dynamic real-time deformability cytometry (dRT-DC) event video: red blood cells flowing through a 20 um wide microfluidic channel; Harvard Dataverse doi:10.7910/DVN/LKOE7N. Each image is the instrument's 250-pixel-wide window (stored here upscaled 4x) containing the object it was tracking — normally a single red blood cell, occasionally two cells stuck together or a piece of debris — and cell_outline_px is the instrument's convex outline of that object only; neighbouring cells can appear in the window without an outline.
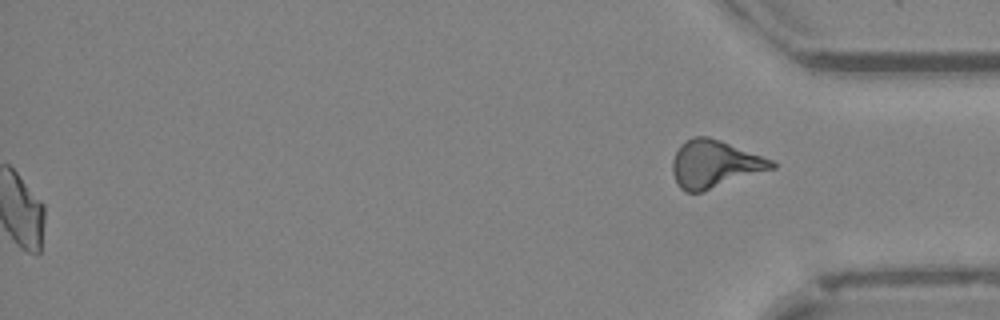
{"species": "Egyptian fruit bat (a non-hibernating species)", "species_latin": "Rousettus aegyptiacus", "temperature_condition": "cold", "stored_images_in_passage": 52, "segment_of_instrument_passage": [2, 2], "camera_frame_rate_fps": 3000, "um_per_image_px": 0.085, "animal": {"sex": "female"}, "frame": {"image": 1, "passage_image": 52, "time_ms": 17.0, "image_size_px": [1000, 320], "cell_outline_px": [[776, 168], [704, 192], [684, 192], [680, 188], [672, 172], [672, 160], [680, 144], [684, 140], [692, 136], [708, 136], [720, 140], [772, 160], [776, 164]], "centroid_in_image_um": [60.72, 13.95], "position_along_channel_um": 374.5, "area_um2": 27.69}}